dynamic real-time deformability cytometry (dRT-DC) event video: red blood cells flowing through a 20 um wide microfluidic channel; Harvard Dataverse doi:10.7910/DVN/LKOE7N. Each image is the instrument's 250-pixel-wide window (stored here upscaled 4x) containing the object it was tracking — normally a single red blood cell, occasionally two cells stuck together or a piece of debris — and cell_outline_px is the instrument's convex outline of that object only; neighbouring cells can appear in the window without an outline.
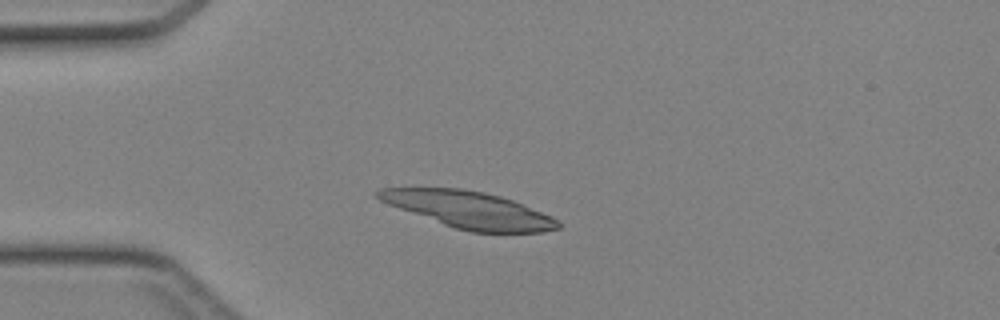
{"species": "Egyptian fruit bat (a non-hibernating species)", "species_latin": "Rousettus aegyptiacus", "temperature_condition": "cold", "stored_images_in_passage": 34, "camera_frame_rate_fps": 3000, "um_per_image_px": 0.085, "animal": {"sex": "female"}, "frame": {"image": 1, "passage_image": 1, "time_ms": 0.0, "image_size_px": [1000, 320], "cell_outline_px": [[560, 228], [544, 232], [472, 232], [456, 228], [444, 224], [388, 204], [380, 200], [372, 192], [380, 188], [460, 188], [484, 192], [500, 196], [512, 200], [552, 216], [560, 220]], "centroid_in_image_um": [39.88, 17.82], "position_along_channel_um": 45.1, "area_um2": 38.15}}